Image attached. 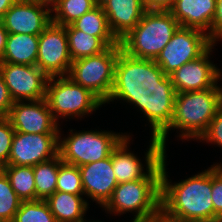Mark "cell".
I'll return each instance as SVG.
<instances>
[{
  "label": "cell",
  "mask_w": 222,
  "mask_h": 222,
  "mask_svg": "<svg viewBox=\"0 0 222 222\" xmlns=\"http://www.w3.org/2000/svg\"><path fill=\"white\" fill-rule=\"evenodd\" d=\"M12 222H58L45 200L22 201Z\"/></svg>",
  "instance_id": "4316f807"
},
{
  "label": "cell",
  "mask_w": 222,
  "mask_h": 222,
  "mask_svg": "<svg viewBox=\"0 0 222 222\" xmlns=\"http://www.w3.org/2000/svg\"><path fill=\"white\" fill-rule=\"evenodd\" d=\"M71 63L66 26L51 22L39 34L36 66L50 78L68 75Z\"/></svg>",
  "instance_id": "30bf717a"
},
{
  "label": "cell",
  "mask_w": 222,
  "mask_h": 222,
  "mask_svg": "<svg viewBox=\"0 0 222 222\" xmlns=\"http://www.w3.org/2000/svg\"><path fill=\"white\" fill-rule=\"evenodd\" d=\"M97 5L95 0H53L51 12L55 15L52 16V23L60 26L71 25Z\"/></svg>",
  "instance_id": "484cf974"
},
{
  "label": "cell",
  "mask_w": 222,
  "mask_h": 222,
  "mask_svg": "<svg viewBox=\"0 0 222 222\" xmlns=\"http://www.w3.org/2000/svg\"><path fill=\"white\" fill-rule=\"evenodd\" d=\"M70 133L67 138L61 140L59 130L58 154L62 162L78 167L111 156L112 150L126 136L112 131L70 130Z\"/></svg>",
  "instance_id": "52a82bcc"
},
{
  "label": "cell",
  "mask_w": 222,
  "mask_h": 222,
  "mask_svg": "<svg viewBox=\"0 0 222 222\" xmlns=\"http://www.w3.org/2000/svg\"><path fill=\"white\" fill-rule=\"evenodd\" d=\"M21 201L35 200L33 166L4 165L0 168Z\"/></svg>",
  "instance_id": "d4e9b609"
},
{
  "label": "cell",
  "mask_w": 222,
  "mask_h": 222,
  "mask_svg": "<svg viewBox=\"0 0 222 222\" xmlns=\"http://www.w3.org/2000/svg\"><path fill=\"white\" fill-rule=\"evenodd\" d=\"M0 73L14 102L46 98L49 77L38 66L0 62Z\"/></svg>",
  "instance_id": "7c38bea8"
},
{
  "label": "cell",
  "mask_w": 222,
  "mask_h": 222,
  "mask_svg": "<svg viewBox=\"0 0 222 222\" xmlns=\"http://www.w3.org/2000/svg\"><path fill=\"white\" fill-rule=\"evenodd\" d=\"M81 196L56 191L45 201L58 222H76L83 219L89 205Z\"/></svg>",
  "instance_id": "44dd1931"
},
{
  "label": "cell",
  "mask_w": 222,
  "mask_h": 222,
  "mask_svg": "<svg viewBox=\"0 0 222 222\" xmlns=\"http://www.w3.org/2000/svg\"><path fill=\"white\" fill-rule=\"evenodd\" d=\"M222 39V0H216L215 14L211 23L210 40L213 44Z\"/></svg>",
  "instance_id": "d6a6232c"
},
{
  "label": "cell",
  "mask_w": 222,
  "mask_h": 222,
  "mask_svg": "<svg viewBox=\"0 0 222 222\" xmlns=\"http://www.w3.org/2000/svg\"><path fill=\"white\" fill-rule=\"evenodd\" d=\"M66 32L72 61L100 54L108 48L99 37L78 30L72 24L66 26Z\"/></svg>",
  "instance_id": "603a6c76"
},
{
  "label": "cell",
  "mask_w": 222,
  "mask_h": 222,
  "mask_svg": "<svg viewBox=\"0 0 222 222\" xmlns=\"http://www.w3.org/2000/svg\"><path fill=\"white\" fill-rule=\"evenodd\" d=\"M17 0H0V20L3 19L4 14L10 9V7L16 2Z\"/></svg>",
  "instance_id": "8d00e7d4"
},
{
  "label": "cell",
  "mask_w": 222,
  "mask_h": 222,
  "mask_svg": "<svg viewBox=\"0 0 222 222\" xmlns=\"http://www.w3.org/2000/svg\"><path fill=\"white\" fill-rule=\"evenodd\" d=\"M162 159L160 218L167 222H213L212 166L171 184Z\"/></svg>",
  "instance_id": "7a4b0ae2"
},
{
  "label": "cell",
  "mask_w": 222,
  "mask_h": 222,
  "mask_svg": "<svg viewBox=\"0 0 222 222\" xmlns=\"http://www.w3.org/2000/svg\"><path fill=\"white\" fill-rule=\"evenodd\" d=\"M99 4L119 41L139 23L146 11L143 0H100Z\"/></svg>",
  "instance_id": "ac0fdd59"
},
{
  "label": "cell",
  "mask_w": 222,
  "mask_h": 222,
  "mask_svg": "<svg viewBox=\"0 0 222 222\" xmlns=\"http://www.w3.org/2000/svg\"><path fill=\"white\" fill-rule=\"evenodd\" d=\"M8 32L6 28L4 27L3 21L0 20V60L2 59L5 48H6V42L8 38Z\"/></svg>",
  "instance_id": "d590c367"
},
{
  "label": "cell",
  "mask_w": 222,
  "mask_h": 222,
  "mask_svg": "<svg viewBox=\"0 0 222 222\" xmlns=\"http://www.w3.org/2000/svg\"><path fill=\"white\" fill-rule=\"evenodd\" d=\"M121 51L119 43L100 54L72 61L67 76L76 84L90 90L105 105L112 92L115 64Z\"/></svg>",
  "instance_id": "8992f818"
},
{
  "label": "cell",
  "mask_w": 222,
  "mask_h": 222,
  "mask_svg": "<svg viewBox=\"0 0 222 222\" xmlns=\"http://www.w3.org/2000/svg\"><path fill=\"white\" fill-rule=\"evenodd\" d=\"M152 222H167V221H164L163 219L158 218V219L152 220Z\"/></svg>",
  "instance_id": "f35d334b"
},
{
  "label": "cell",
  "mask_w": 222,
  "mask_h": 222,
  "mask_svg": "<svg viewBox=\"0 0 222 222\" xmlns=\"http://www.w3.org/2000/svg\"><path fill=\"white\" fill-rule=\"evenodd\" d=\"M199 140L217 144L222 147V107L211 120L207 131Z\"/></svg>",
  "instance_id": "1f68e13d"
},
{
  "label": "cell",
  "mask_w": 222,
  "mask_h": 222,
  "mask_svg": "<svg viewBox=\"0 0 222 222\" xmlns=\"http://www.w3.org/2000/svg\"><path fill=\"white\" fill-rule=\"evenodd\" d=\"M84 195L96 201L102 207L111 198L118 185L113 170L111 156L98 162L79 167Z\"/></svg>",
  "instance_id": "e0dca14e"
},
{
  "label": "cell",
  "mask_w": 222,
  "mask_h": 222,
  "mask_svg": "<svg viewBox=\"0 0 222 222\" xmlns=\"http://www.w3.org/2000/svg\"><path fill=\"white\" fill-rule=\"evenodd\" d=\"M213 222H222V164L212 165Z\"/></svg>",
  "instance_id": "f546056e"
},
{
  "label": "cell",
  "mask_w": 222,
  "mask_h": 222,
  "mask_svg": "<svg viewBox=\"0 0 222 222\" xmlns=\"http://www.w3.org/2000/svg\"><path fill=\"white\" fill-rule=\"evenodd\" d=\"M215 8L216 0H174L169 11L180 27L201 30L207 33L210 39Z\"/></svg>",
  "instance_id": "d6986e66"
},
{
  "label": "cell",
  "mask_w": 222,
  "mask_h": 222,
  "mask_svg": "<svg viewBox=\"0 0 222 222\" xmlns=\"http://www.w3.org/2000/svg\"><path fill=\"white\" fill-rule=\"evenodd\" d=\"M21 1L41 2L50 6H52V3H53V0H21Z\"/></svg>",
  "instance_id": "74e56055"
},
{
  "label": "cell",
  "mask_w": 222,
  "mask_h": 222,
  "mask_svg": "<svg viewBox=\"0 0 222 222\" xmlns=\"http://www.w3.org/2000/svg\"><path fill=\"white\" fill-rule=\"evenodd\" d=\"M15 130L8 118H0V168L8 163Z\"/></svg>",
  "instance_id": "4dcf8cb0"
},
{
  "label": "cell",
  "mask_w": 222,
  "mask_h": 222,
  "mask_svg": "<svg viewBox=\"0 0 222 222\" xmlns=\"http://www.w3.org/2000/svg\"><path fill=\"white\" fill-rule=\"evenodd\" d=\"M129 139L130 136L126 135L111 153V162L118 184L144 179L162 161L166 154L161 142L152 137L149 149L145 153V172L140 159L128 150Z\"/></svg>",
  "instance_id": "8fae6325"
},
{
  "label": "cell",
  "mask_w": 222,
  "mask_h": 222,
  "mask_svg": "<svg viewBox=\"0 0 222 222\" xmlns=\"http://www.w3.org/2000/svg\"><path fill=\"white\" fill-rule=\"evenodd\" d=\"M59 133L15 132L6 165L35 166L58 155Z\"/></svg>",
  "instance_id": "4fadbf2b"
},
{
  "label": "cell",
  "mask_w": 222,
  "mask_h": 222,
  "mask_svg": "<svg viewBox=\"0 0 222 222\" xmlns=\"http://www.w3.org/2000/svg\"><path fill=\"white\" fill-rule=\"evenodd\" d=\"M21 202L12 189L8 177L0 169V221L12 222Z\"/></svg>",
  "instance_id": "83f0119b"
},
{
  "label": "cell",
  "mask_w": 222,
  "mask_h": 222,
  "mask_svg": "<svg viewBox=\"0 0 222 222\" xmlns=\"http://www.w3.org/2000/svg\"><path fill=\"white\" fill-rule=\"evenodd\" d=\"M50 77L46 100L54 119L82 117L104 104L90 90L76 84L69 76Z\"/></svg>",
  "instance_id": "ba28073f"
},
{
  "label": "cell",
  "mask_w": 222,
  "mask_h": 222,
  "mask_svg": "<svg viewBox=\"0 0 222 222\" xmlns=\"http://www.w3.org/2000/svg\"><path fill=\"white\" fill-rule=\"evenodd\" d=\"M51 6L17 0L4 14V27L9 34L39 35L52 22Z\"/></svg>",
  "instance_id": "5bb4252c"
},
{
  "label": "cell",
  "mask_w": 222,
  "mask_h": 222,
  "mask_svg": "<svg viewBox=\"0 0 222 222\" xmlns=\"http://www.w3.org/2000/svg\"><path fill=\"white\" fill-rule=\"evenodd\" d=\"M175 89L153 59H137L121 51L115 64L112 92L105 103L123 100L139 108L158 138L171 124Z\"/></svg>",
  "instance_id": "6da1fadb"
},
{
  "label": "cell",
  "mask_w": 222,
  "mask_h": 222,
  "mask_svg": "<svg viewBox=\"0 0 222 222\" xmlns=\"http://www.w3.org/2000/svg\"><path fill=\"white\" fill-rule=\"evenodd\" d=\"M39 35L8 34L4 55L0 62L36 65Z\"/></svg>",
  "instance_id": "ffe728a7"
},
{
  "label": "cell",
  "mask_w": 222,
  "mask_h": 222,
  "mask_svg": "<svg viewBox=\"0 0 222 222\" xmlns=\"http://www.w3.org/2000/svg\"><path fill=\"white\" fill-rule=\"evenodd\" d=\"M212 45L207 33L194 28L179 27L155 62L164 74L169 76L182 65L198 59Z\"/></svg>",
  "instance_id": "9c48e42d"
},
{
  "label": "cell",
  "mask_w": 222,
  "mask_h": 222,
  "mask_svg": "<svg viewBox=\"0 0 222 222\" xmlns=\"http://www.w3.org/2000/svg\"><path fill=\"white\" fill-rule=\"evenodd\" d=\"M62 163L58 154L53 159L33 166L35 179V200H46L56 192L59 165Z\"/></svg>",
  "instance_id": "cb8c5ba5"
},
{
  "label": "cell",
  "mask_w": 222,
  "mask_h": 222,
  "mask_svg": "<svg viewBox=\"0 0 222 222\" xmlns=\"http://www.w3.org/2000/svg\"><path fill=\"white\" fill-rule=\"evenodd\" d=\"M72 25L89 35L99 37L108 47L120 43L112 33L105 12L100 4L83 14Z\"/></svg>",
  "instance_id": "7402d4cb"
},
{
  "label": "cell",
  "mask_w": 222,
  "mask_h": 222,
  "mask_svg": "<svg viewBox=\"0 0 222 222\" xmlns=\"http://www.w3.org/2000/svg\"><path fill=\"white\" fill-rule=\"evenodd\" d=\"M13 104L14 101L10 96L4 78L0 73V118H8L10 109Z\"/></svg>",
  "instance_id": "836d02e7"
},
{
  "label": "cell",
  "mask_w": 222,
  "mask_h": 222,
  "mask_svg": "<svg viewBox=\"0 0 222 222\" xmlns=\"http://www.w3.org/2000/svg\"><path fill=\"white\" fill-rule=\"evenodd\" d=\"M213 44L198 59L182 65L169 75L176 93L202 91L217 86L222 72L209 60Z\"/></svg>",
  "instance_id": "2e32d148"
},
{
  "label": "cell",
  "mask_w": 222,
  "mask_h": 222,
  "mask_svg": "<svg viewBox=\"0 0 222 222\" xmlns=\"http://www.w3.org/2000/svg\"><path fill=\"white\" fill-rule=\"evenodd\" d=\"M56 191L84 195L79 167L62 162L59 165Z\"/></svg>",
  "instance_id": "f1b7e54d"
},
{
  "label": "cell",
  "mask_w": 222,
  "mask_h": 222,
  "mask_svg": "<svg viewBox=\"0 0 222 222\" xmlns=\"http://www.w3.org/2000/svg\"><path fill=\"white\" fill-rule=\"evenodd\" d=\"M8 119L15 132L59 133L58 122L54 119L46 98L29 101H16L12 105Z\"/></svg>",
  "instance_id": "9a60e30c"
},
{
  "label": "cell",
  "mask_w": 222,
  "mask_h": 222,
  "mask_svg": "<svg viewBox=\"0 0 222 222\" xmlns=\"http://www.w3.org/2000/svg\"><path fill=\"white\" fill-rule=\"evenodd\" d=\"M76 222H86V220L83 218V219L78 220V221H76ZM89 222H96V221H89ZM97 222H99V221H97ZM100 222H102V221H100Z\"/></svg>",
  "instance_id": "ab89813d"
},
{
  "label": "cell",
  "mask_w": 222,
  "mask_h": 222,
  "mask_svg": "<svg viewBox=\"0 0 222 222\" xmlns=\"http://www.w3.org/2000/svg\"><path fill=\"white\" fill-rule=\"evenodd\" d=\"M162 161L144 178L118 184L103 206L109 213L136 212L133 222L160 218Z\"/></svg>",
  "instance_id": "277c9868"
},
{
  "label": "cell",
  "mask_w": 222,
  "mask_h": 222,
  "mask_svg": "<svg viewBox=\"0 0 222 222\" xmlns=\"http://www.w3.org/2000/svg\"><path fill=\"white\" fill-rule=\"evenodd\" d=\"M179 27L169 10H146L139 23L120 40L122 51L133 58L155 60Z\"/></svg>",
  "instance_id": "5b68a950"
},
{
  "label": "cell",
  "mask_w": 222,
  "mask_h": 222,
  "mask_svg": "<svg viewBox=\"0 0 222 222\" xmlns=\"http://www.w3.org/2000/svg\"><path fill=\"white\" fill-rule=\"evenodd\" d=\"M146 10H169L174 0H143Z\"/></svg>",
  "instance_id": "e575fe53"
},
{
  "label": "cell",
  "mask_w": 222,
  "mask_h": 222,
  "mask_svg": "<svg viewBox=\"0 0 222 222\" xmlns=\"http://www.w3.org/2000/svg\"><path fill=\"white\" fill-rule=\"evenodd\" d=\"M221 107L222 88L219 86L202 91L176 93L171 124L157 138L162 148L166 151V137L171 129L180 130L181 139L199 140Z\"/></svg>",
  "instance_id": "3957f363"
}]
</instances>
